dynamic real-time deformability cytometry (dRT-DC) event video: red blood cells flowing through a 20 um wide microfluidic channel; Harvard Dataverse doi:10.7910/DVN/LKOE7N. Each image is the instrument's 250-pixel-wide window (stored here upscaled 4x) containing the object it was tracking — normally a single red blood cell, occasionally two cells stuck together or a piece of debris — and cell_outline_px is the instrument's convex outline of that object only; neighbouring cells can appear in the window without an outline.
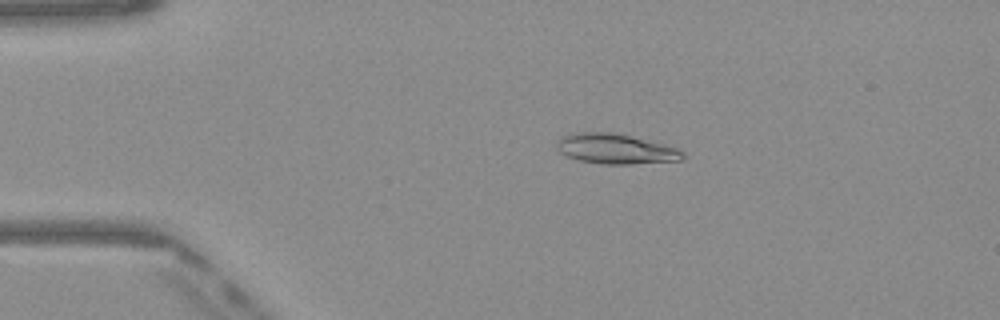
{"species": "Egyptian fruit bat (a non-hibernating species)", "species_latin": "Rousettus aegyptiacus", "temperature_condition": "warm", "stored_images_in_passage": 49, "camera_frame_rate_fps": 3000, "um_per_image_px": 0.085, "frame": {"image": 1, "passage_image": 10, "time_ms": 3.0, "image_size_px": [1000, 320], "cell_outline_px": [[684, 156], [680, 160], [632, 164], [604, 164], [580, 160], [568, 156], [560, 152], [556, 148], [556, 140], [564, 136], [576, 132], [612, 132], [664, 144], [676, 148], [684, 152]], "centroid_in_image_um": [52.3, 12.65], "position_along_channel_um": 32.7, "area_um2": 21.85}}
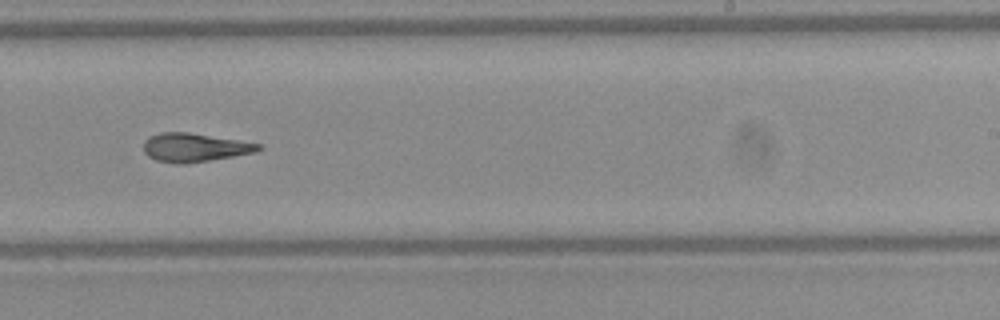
{"frame": {"image": 2, "passage_image": 31, "time_ms": 10.0, "image_size_px": [1000, 320], "cell_outline_px": [[264, 148], [256, 152], [184, 164], [176, 164], [156, 160], [148, 156], [144, 152], [144, 140], [148, 136], [160, 132], [188, 132], [260, 144]], "centroid_in_image_um": [16.49, 12.53], "position_along_channel_um": 272.5, "area_um2": 19.02}}
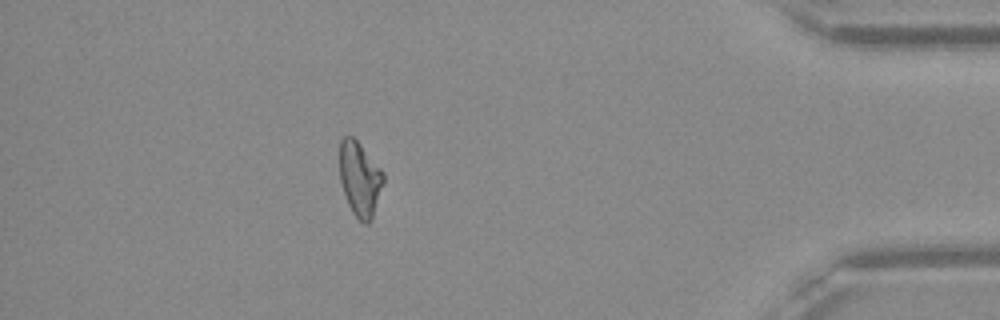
{"frame": {"image": 3, "passage_image": 44, "time_ms": 14.333, "image_size_px": [1000, 320], "cell_outline_px": [[384, 180], [372, 220], [368, 224], [364, 224], [352, 212], [348, 204], [340, 180], [340, 140], [344, 136], [352, 136], [360, 144], [384, 172]], "centroid_in_image_um": [30.59, 15.22], "position_along_channel_um": 404.6, "area_um2": 18.9}, "authors_computed_cell_mechanics": {"area_um2": 19.7676, "velocity_mm_per_s": 4.1018, "shape_relaxation_time_tau1_ms": null, "shape_relaxation_time_tau2_ms": 5.1211, "deformation_change_tau1": null, "deformation_change_tau2": 0.1365}}